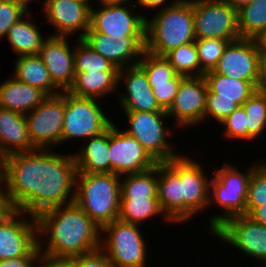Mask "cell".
I'll list each match as a JSON object with an SVG mask.
<instances>
[{
	"mask_svg": "<svg viewBox=\"0 0 266 267\" xmlns=\"http://www.w3.org/2000/svg\"><path fill=\"white\" fill-rule=\"evenodd\" d=\"M58 153L36 149L0 160V175L14 210L37 217L48 209L73 203L77 175L73 152Z\"/></svg>",
	"mask_w": 266,
	"mask_h": 267,
	"instance_id": "6da1fadb",
	"label": "cell"
},
{
	"mask_svg": "<svg viewBox=\"0 0 266 267\" xmlns=\"http://www.w3.org/2000/svg\"><path fill=\"white\" fill-rule=\"evenodd\" d=\"M41 255L72 258L100 248L101 228L74 202L37 217Z\"/></svg>",
	"mask_w": 266,
	"mask_h": 267,
	"instance_id": "7a4b0ae2",
	"label": "cell"
},
{
	"mask_svg": "<svg viewBox=\"0 0 266 267\" xmlns=\"http://www.w3.org/2000/svg\"><path fill=\"white\" fill-rule=\"evenodd\" d=\"M154 12L153 17H146L147 52L164 57L180 45L195 41L193 0H177L173 5Z\"/></svg>",
	"mask_w": 266,
	"mask_h": 267,
	"instance_id": "3957f363",
	"label": "cell"
},
{
	"mask_svg": "<svg viewBox=\"0 0 266 267\" xmlns=\"http://www.w3.org/2000/svg\"><path fill=\"white\" fill-rule=\"evenodd\" d=\"M121 176L115 173H77L74 203L100 228L118 219Z\"/></svg>",
	"mask_w": 266,
	"mask_h": 267,
	"instance_id": "277c9868",
	"label": "cell"
},
{
	"mask_svg": "<svg viewBox=\"0 0 266 267\" xmlns=\"http://www.w3.org/2000/svg\"><path fill=\"white\" fill-rule=\"evenodd\" d=\"M263 159L258 158L249 164L246 171L242 172L239 167L225 161L222 167L213 170L210 182V200L209 207L213 204L217 209L220 208L221 214H213L209 218L207 226L208 231L212 233L226 219L236 215H246V200L248 191V182L253 169ZM255 162V163H254ZM231 163V164H230ZM217 205V206H216Z\"/></svg>",
	"mask_w": 266,
	"mask_h": 267,
	"instance_id": "5b68a950",
	"label": "cell"
},
{
	"mask_svg": "<svg viewBox=\"0 0 266 267\" xmlns=\"http://www.w3.org/2000/svg\"><path fill=\"white\" fill-rule=\"evenodd\" d=\"M140 228L119 219L101 228L100 249L115 267H147L148 245Z\"/></svg>",
	"mask_w": 266,
	"mask_h": 267,
	"instance_id": "8992f818",
	"label": "cell"
},
{
	"mask_svg": "<svg viewBox=\"0 0 266 267\" xmlns=\"http://www.w3.org/2000/svg\"><path fill=\"white\" fill-rule=\"evenodd\" d=\"M126 120L130 126L122 129L128 135L134 137L147 152V154L156 162L163 163L179 157L169 142L173 129L168 127L166 118L170 119L167 112H124ZM164 124V125H163ZM169 137V138H168ZM172 147H171V146Z\"/></svg>",
	"mask_w": 266,
	"mask_h": 267,
	"instance_id": "52a82bcc",
	"label": "cell"
},
{
	"mask_svg": "<svg viewBox=\"0 0 266 267\" xmlns=\"http://www.w3.org/2000/svg\"><path fill=\"white\" fill-rule=\"evenodd\" d=\"M100 101L95 98L75 96L65 91L62 144L73 139L87 140L103 133L111 126L113 119L107 116L102 105L98 103Z\"/></svg>",
	"mask_w": 266,
	"mask_h": 267,
	"instance_id": "ba28073f",
	"label": "cell"
},
{
	"mask_svg": "<svg viewBox=\"0 0 266 267\" xmlns=\"http://www.w3.org/2000/svg\"><path fill=\"white\" fill-rule=\"evenodd\" d=\"M203 77L208 87L205 109L206 123L210 121V118L215 120V123L222 122L257 91L249 81L232 79L213 71L206 72Z\"/></svg>",
	"mask_w": 266,
	"mask_h": 267,
	"instance_id": "9c48e42d",
	"label": "cell"
},
{
	"mask_svg": "<svg viewBox=\"0 0 266 267\" xmlns=\"http://www.w3.org/2000/svg\"><path fill=\"white\" fill-rule=\"evenodd\" d=\"M211 234L232 248L235 247L241 255L258 261L259 267H266V226L255 222L250 216L230 217Z\"/></svg>",
	"mask_w": 266,
	"mask_h": 267,
	"instance_id": "30bf717a",
	"label": "cell"
},
{
	"mask_svg": "<svg viewBox=\"0 0 266 267\" xmlns=\"http://www.w3.org/2000/svg\"><path fill=\"white\" fill-rule=\"evenodd\" d=\"M65 91L48 96L37 108L25 114L32 144L36 149H55L62 145Z\"/></svg>",
	"mask_w": 266,
	"mask_h": 267,
	"instance_id": "8fae6325",
	"label": "cell"
},
{
	"mask_svg": "<svg viewBox=\"0 0 266 267\" xmlns=\"http://www.w3.org/2000/svg\"><path fill=\"white\" fill-rule=\"evenodd\" d=\"M95 7L97 5L90 9V28L86 33H102L110 37L145 36L147 15L136 13L133 2Z\"/></svg>",
	"mask_w": 266,
	"mask_h": 267,
	"instance_id": "7c38bea8",
	"label": "cell"
},
{
	"mask_svg": "<svg viewBox=\"0 0 266 267\" xmlns=\"http://www.w3.org/2000/svg\"><path fill=\"white\" fill-rule=\"evenodd\" d=\"M195 38H241L237 10L224 0H193Z\"/></svg>",
	"mask_w": 266,
	"mask_h": 267,
	"instance_id": "4fadbf2b",
	"label": "cell"
},
{
	"mask_svg": "<svg viewBox=\"0 0 266 267\" xmlns=\"http://www.w3.org/2000/svg\"><path fill=\"white\" fill-rule=\"evenodd\" d=\"M38 250L35 216L14 210L0 220V260L33 256Z\"/></svg>",
	"mask_w": 266,
	"mask_h": 267,
	"instance_id": "5bb4252c",
	"label": "cell"
},
{
	"mask_svg": "<svg viewBox=\"0 0 266 267\" xmlns=\"http://www.w3.org/2000/svg\"><path fill=\"white\" fill-rule=\"evenodd\" d=\"M208 87L203 76L185 77L179 86L174 102L167 110L179 129L204 124Z\"/></svg>",
	"mask_w": 266,
	"mask_h": 267,
	"instance_id": "9a60e30c",
	"label": "cell"
},
{
	"mask_svg": "<svg viewBox=\"0 0 266 267\" xmlns=\"http://www.w3.org/2000/svg\"><path fill=\"white\" fill-rule=\"evenodd\" d=\"M117 123L109 127L110 173L126 175L152 169L156 162L147 154L142 145L120 129Z\"/></svg>",
	"mask_w": 266,
	"mask_h": 267,
	"instance_id": "2e32d148",
	"label": "cell"
},
{
	"mask_svg": "<svg viewBox=\"0 0 266 267\" xmlns=\"http://www.w3.org/2000/svg\"><path fill=\"white\" fill-rule=\"evenodd\" d=\"M183 155H181V197H183V222L186 224L209 207L212 176L205 174V167L200 161H195L190 155Z\"/></svg>",
	"mask_w": 266,
	"mask_h": 267,
	"instance_id": "e0dca14e",
	"label": "cell"
},
{
	"mask_svg": "<svg viewBox=\"0 0 266 267\" xmlns=\"http://www.w3.org/2000/svg\"><path fill=\"white\" fill-rule=\"evenodd\" d=\"M117 85L119 92L117 91L115 95L118 94L116 101L120 104L121 111L167 112L157 103L146 73L139 64L119 69ZM120 87L125 89L120 92Z\"/></svg>",
	"mask_w": 266,
	"mask_h": 267,
	"instance_id": "ac0fdd59",
	"label": "cell"
},
{
	"mask_svg": "<svg viewBox=\"0 0 266 267\" xmlns=\"http://www.w3.org/2000/svg\"><path fill=\"white\" fill-rule=\"evenodd\" d=\"M43 17L54 30L49 36L81 39L90 28V8L75 0L42 1ZM80 33V34H79Z\"/></svg>",
	"mask_w": 266,
	"mask_h": 267,
	"instance_id": "d6986e66",
	"label": "cell"
},
{
	"mask_svg": "<svg viewBox=\"0 0 266 267\" xmlns=\"http://www.w3.org/2000/svg\"><path fill=\"white\" fill-rule=\"evenodd\" d=\"M260 51L254 39L239 38L230 41L213 72L251 82L257 87Z\"/></svg>",
	"mask_w": 266,
	"mask_h": 267,
	"instance_id": "ffe728a7",
	"label": "cell"
},
{
	"mask_svg": "<svg viewBox=\"0 0 266 267\" xmlns=\"http://www.w3.org/2000/svg\"><path fill=\"white\" fill-rule=\"evenodd\" d=\"M81 39L118 69L138 64L145 51V36L110 37L102 33H86Z\"/></svg>",
	"mask_w": 266,
	"mask_h": 267,
	"instance_id": "44dd1931",
	"label": "cell"
},
{
	"mask_svg": "<svg viewBox=\"0 0 266 267\" xmlns=\"http://www.w3.org/2000/svg\"><path fill=\"white\" fill-rule=\"evenodd\" d=\"M138 64L144 69L153 95L163 110L174 102L181 81L185 78L176 73L172 65L162 56H155L146 50Z\"/></svg>",
	"mask_w": 266,
	"mask_h": 267,
	"instance_id": "7402d4cb",
	"label": "cell"
},
{
	"mask_svg": "<svg viewBox=\"0 0 266 267\" xmlns=\"http://www.w3.org/2000/svg\"><path fill=\"white\" fill-rule=\"evenodd\" d=\"M70 38L73 37L48 35L39 52L53 83L61 91L69 89L75 76L74 46L71 47Z\"/></svg>",
	"mask_w": 266,
	"mask_h": 267,
	"instance_id": "603a6c76",
	"label": "cell"
},
{
	"mask_svg": "<svg viewBox=\"0 0 266 267\" xmlns=\"http://www.w3.org/2000/svg\"><path fill=\"white\" fill-rule=\"evenodd\" d=\"M157 198L162 212L172 224L183 223L181 155L168 162L158 163Z\"/></svg>",
	"mask_w": 266,
	"mask_h": 267,
	"instance_id": "cb8c5ba5",
	"label": "cell"
},
{
	"mask_svg": "<svg viewBox=\"0 0 266 267\" xmlns=\"http://www.w3.org/2000/svg\"><path fill=\"white\" fill-rule=\"evenodd\" d=\"M34 150L25 115L0 107V160Z\"/></svg>",
	"mask_w": 266,
	"mask_h": 267,
	"instance_id": "d4e9b609",
	"label": "cell"
},
{
	"mask_svg": "<svg viewBox=\"0 0 266 267\" xmlns=\"http://www.w3.org/2000/svg\"><path fill=\"white\" fill-rule=\"evenodd\" d=\"M47 97L41 89L13 76L0 83V107L24 115L37 108Z\"/></svg>",
	"mask_w": 266,
	"mask_h": 267,
	"instance_id": "484cf974",
	"label": "cell"
},
{
	"mask_svg": "<svg viewBox=\"0 0 266 267\" xmlns=\"http://www.w3.org/2000/svg\"><path fill=\"white\" fill-rule=\"evenodd\" d=\"M81 143L73 153L77 173H110L109 128Z\"/></svg>",
	"mask_w": 266,
	"mask_h": 267,
	"instance_id": "4316f807",
	"label": "cell"
},
{
	"mask_svg": "<svg viewBox=\"0 0 266 267\" xmlns=\"http://www.w3.org/2000/svg\"><path fill=\"white\" fill-rule=\"evenodd\" d=\"M119 71L75 72L68 93L79 97L102 100L118 91ZM108 95V96H107Z\"/></svg>",
	"mask_w": 266,
	"mask_h": 267,
	"instance_id": "83f0119b",
	"label": "cell"
},
{
	"mask_svg": "<svg viewBox=\"0 0 266 267\" xmlns=\"http://www.w3.org/2000/svg\"><path fill=\"white\" fill-rule=\"evenodd\" d=\"M32 13L31 9L17 23H14L5 35L12 52L17 57L39 54L43 42L48 38L47 35L45 37L42 35L38 24L32 21L34 18Z\"/></svg>",
	"mask_w": 266,
	"mask_h": 267,
	"instance_id": "f1b7e54d",
	"label": "cell"
},
{
	"mask_svg": "<svg viewBox=\"0 0 266 267\" xmlns=\"http://www.w3.org/2000/svg\"><path fill=\"white\" fill-rule=\"evenodd\" d=\"M14 71L11 76L30 86L37 87L48 96L60 94L62 91L53 83L49 71L39 54L16 57Z\"/></svg>",
	"mask_w": 266,
	"mask_h": 267,
	"instance_id": "f546056e",
	"label": "cell"
},
{
	"mask_svg": "<svg viewBox=\"0 0 266 267\" xmlns=\"http://www.w3.org/2000/svg\"><path fill=\"white\" fill-rule=\"evenodd\" d=\"M158 216L167 223L171 222L162 212L158 198L120 199L118 215L120 221L142 226L147 220L150 221Z\"/></svg>",
	"mask_w": 266,
	"mask_h": 267,
	"instance_id": "4dcf8cb0",
	"label": "cell"
},
{
	"mask_svg": "<svg viewBox=\"0 0 266 267\" xmlns=\"http://www.w3.org/2000/svg\"><path fill=\"white\" fill-rule=\"evenodd\" d=\"M158 163L152 169L121 176V199L157 198Z\"/></svg>",
	"mask_w": 266,
	"mask_h": 267,
	"instance_id": "1f68e13d",
	"label": "cell"
},
{
	"mask_svg": "<svg viewBox=\"0 0 266 267\" xmlns=\"http://www.w3.org/2000/svg\"><path fill=\"white\" fill-rule=\"evenodd\" d=\"M241 38L254 39L266 27V0H251L237 10Z\"/></svg>",
	"mask_w": 266,
	"mask_h": 267,
	"instance_id": "d6a6232c",
	"label": "cell"
},
{
	"mask_svg": "<svg viewBox=\"0 0 266 267\" xmlns=\"http://www.w3.org/2000/svg\"><path fill=\"white\" fill-rule=\"evenodd\" d=\"M164 57L179 75L184 77H197L205 74L200 69L195 41L180 45L176 49L168 52Z\"/></svg>",
	"mask_w": 266,
	"mask_h": 267,
	"instance_id": "836d02e7",
	"label": "cell"
},
{
	"mask_svg": "<svg viewBox=\"0 0 266 267\" xmlns=\"http://www.w3.org/2000/svg\"><path fill=\"white\" fill-rule=\"evenodd\" d=\"M242 106L248 118V142L252 143L266 133V94L256 91Z\"/></svg>",
	"mask_w": 266,
	"mask_h": 267,
	"instance_id": "e575fe53",
	"label": "cell"
},
{
	"mask_svg": "<svg viewBox=\"0 0 266 267\" xmlns=\"http://www.w3.org/2000/svg\"><path fill=\"white\" fill-rule=\"evenodd\" d=\"M74 44L75 72L119 71L108 59L93 51L82 39Z\"/></svg>",
	"mask_w": 266,
	"mask_h": 267,
	"instance_id": "d590c367",
	"label": "cell"
},
{
	"mask_svg": "<svg viewBox=\"0 0 266 267\" xmlns=\"http://www.w3.org/2000/svg\"><path fill=\"white\" fill-rule=\"evenodd\" d=\"M230 40L222 38L195 39L200 69L213 71Z\"/></svg>",
	"mask_w": 266,
	"mask_h": 267,
	"instance_id": "8d00e7d4",
	"label": "cell"
},
{
	"mask_svg": "<svg viewBox=\"0 0 266 267\" xmlns=\"http://www.w3.org/2000/svg\"><path fill=\"white\" fill-rule=\"evenodd\" d=\"M266 203V159L253 169L248 182L246 215Z\"/></svg>",
	"mask_w": 266,
	"mask_h": 267,
	"instance_id": "74e56055",
	"label": "cell"
},
{
	"mask_svg": "<svg viewBox=\"0 0 266 267\" xmlns=\"http://www.w3.org/2000/svg\"><path fill=\"white\" fill-rule=\"evenodd\" d=\"M33 0H0V41L9 28L17 23L31 9Z\"/></svg>",
	"mask_w": 266,
	"mask_h": 267,
	"instance_id": "f35d334b",
	"label": "cell"
},
{
	"mask_svg": "<svg viewBox=\"0 0 266 267\" xmlns=\"http://www.w3.org/2000/svg\"><path fill=\"white\" fill-rule=\"evenodd\" d=\"M243 106H239L219 124L224 127L223 135L229 141L235 139L248 142V121ZM242 139V140H241Z\"/></svg>",
	"mask_w": 266,
	"mask_h": 267,
	"instance_id": "ab89813d",
	"label": "cell"
},
{
	"mask_svg": "<svg viewBox=\"0 0 266 267\" xmlns=\"http://www.w3.org/2000/svg\"><path fill=\"white\" fill-rule=\"evenodd\" d=\"M75 267H115L99 248L93 252L75 257Z\"/></svg>",
	"mask_w": 266,
	"mask_h": 267,
	"instance_id": "60d3db41",
	"label": "cell"
},
{
	"mask_svg": "<svg viewBox=\"0 0 266 267\" xmlns=\"http://www.w3.org/2000/svg\"><path fill=\"white\" fill-rule=\"evenodd\" d=\"M41 258L40 249L33 256H20L0 260V267H38Z\"/></svg>",
	"mask_w": 266,
	"mask_h": 267,
	"instance_id": "b9f144b4",
	"label": "cell"
},
{
	"mask_svg": "<svg viewBox=\"0 0 266 267\" xmlns=\"http://www.w3.org/2000/svg\"><path fill=\"white\" fill-rule=\"evenodd\" d=\"M38 267H75V257H52L41 255Z\"/></svg>",
	"mask_w": 266,
	"mask_h": 267,
	"instance_id": "7bdbcfd3",
	"label": "cell"
},
{
	"mask_svg": "<svg viewBox=\"0 0 266 267\" xmlns=\"http://www.w3.org/2000/svg\"><path fill=\"white\" fill-rule=\"evenodd\" d=\"M13 211L14 209L8 198L4 180L0 175V220L6 218Z\"/></svg>",
	"mask_w": 266,
	"mask_h": 267,
	"instance_id": "ee69618b",
	"label": "cell"
},
{
	"mask_svg": "<svg viewBox=\"0 0 266 267\" xmlns=\"http://www.w3.org/2000/svg\"><path fill=\"white\" fill-rule=\"evenodd\" d=\"M256 90L266 94V52L260 51L258 58V82Z\"/></svg>",
	"mask_w": 266,
	"mask_h": 267,
	"instance_id": "f6af8a7d",
	"label": "cell"
},
{
	"mask_svg": "<svg viewBox=\"0 0 266 267\" xmlns=\"http://www.w3.org/2000/svg\"><path fill=\"white\" fill-rule=\"evenodd\" d=\"M177 0H134V5L136 7H138L137 5H139L140 7L144 8V11L146 9L145 12H148L147 10L150 11L153 9H163L165 7H169L171 5H173Z\"/></svg>",
	"mask_w": 266,
	"mask_h": 267,
	"instance_id": "bcb514c9",
	"label": "cell"
},
{
	"mask_svg": "<svg viewBox=\"0 0 266 267\" xmlns=\"http://www.w3.org/2000/svg\"><path fill=\"white\" fill-rule=\"evenodd\" d=\"M249 216L255 222H258L266 226V203H264L260 207H257Z\"/></svg>",
	"mask_w": 266,
	"mask_h": 267,
	"instance_id": "7dc6e473",
	"label": "cell"
},
{
	"mask_svg": "<svg viewBox=\"0 0 266 267\" xmlns=\"http://www.w3.org/2000/svg\"><path fill=\"white\" fill-rule=\"evenodd\" d=\"M259 51L266 52V27L254 38Z\"/></svg>",
	"mask_w": 266,
	"mask_h": 267,
	"instance_id": "c3c4849f",
	"label": "cell"
},
{
	"mask_svg": "<svg viewBox=\"0 0 266 267\" xmlns=\"http://www.w3.org/2000/svg\"><path fill=\"white\" fill-rule=\"evenodd\" d=\"M226 1L232 8L238 10L240 7L248 4L251 0H224Z\"/></svg>",
	"mask_w": 266,
	"mask_h": 267,
	"instance_id": "681fc988",
	"label": "cell"
},
{
	"mask_svg": "<svg viewBox=\"0 0 266 267\" xmlns=\"http://www.w3.org/2000/svg\"><path fill=\"white\" fill-rule=\"evenodd\" d=\"M97 5H110V4H120V3H129L133 0H96Z\"/></svg>",
	"mask_w": 266,
	"mask_h": 267,
	"instance_id": "f907efd6",
	"label": "cell"
},
{
	"mask_svg": "<svg viewBox=\"0 0 266 267\" xmlns=\"http://www.w3.org/2000/svg\"><path fill=\"white\" fill-rule=\"evenodd\" d=\"M75 1H78V2H81V3L85 4V5H87L90 9L93 6V3H92L93 0H75Z\"/></svg>",
	"mask_w": 266,
	"mask_h": 267,
	"instance_id": "816d5d0a",
	"label": "cell"
}]
</instances>
